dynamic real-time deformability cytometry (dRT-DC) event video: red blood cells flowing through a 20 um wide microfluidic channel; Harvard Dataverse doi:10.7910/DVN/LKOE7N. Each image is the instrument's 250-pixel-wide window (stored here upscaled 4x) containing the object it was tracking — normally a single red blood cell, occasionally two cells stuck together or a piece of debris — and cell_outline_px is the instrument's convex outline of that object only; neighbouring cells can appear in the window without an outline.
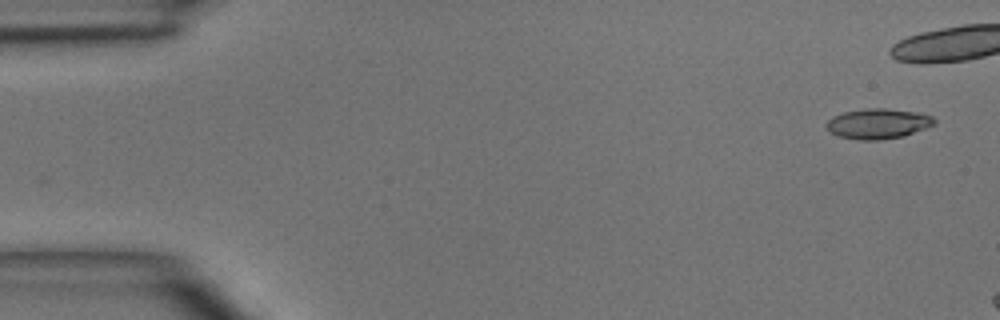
{"species": "common noctule bat (a hibernating species)", "species_latin": "Nyctalus noctula", "temperature_condition": "room temperature", "stored_images_in_passage": 3, "camera_frame_rate_fps": 3000, "um_per_image_px": 0.085, "animal": {"sex": "male", "body_mass_g": 15.6}, "frame": {"image": 1, "passage_image": 1, "time_ms": 0.0, "image_size_px": [1000, 320], "cell_outline_px": [[936, 124], [904, 136], [880, 140], [860, 140], [836, 136], [824, 128], [824, 124], [832, 116], [844, 112], [868, 108], [884, 108], [916, 112], [932, 116], [936, 120]], "centroid_in_image_um": [74.59, 10.52], "position_along_channel_um": 10.4, "area_um2": 19.19}}